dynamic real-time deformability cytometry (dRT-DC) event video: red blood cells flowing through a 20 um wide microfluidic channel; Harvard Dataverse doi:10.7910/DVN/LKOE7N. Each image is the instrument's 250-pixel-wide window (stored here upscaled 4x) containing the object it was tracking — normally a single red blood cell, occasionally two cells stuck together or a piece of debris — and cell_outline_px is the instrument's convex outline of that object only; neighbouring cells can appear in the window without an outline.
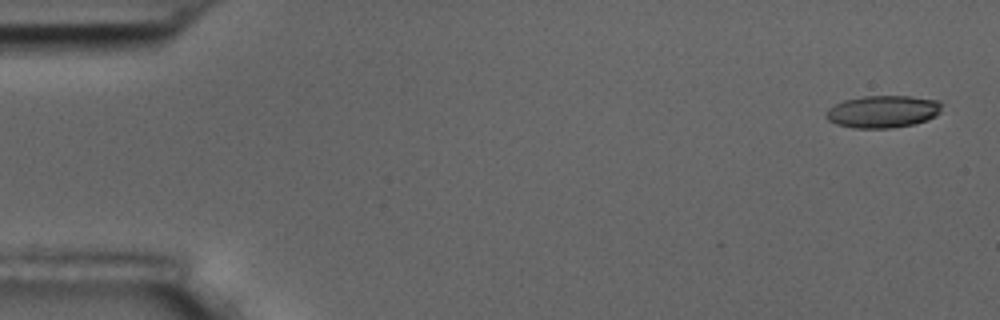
{"species": "common noctule bat (a hibernating species)", "species_latin": "Nyctalus noctula", "temperature_condition": "room temperature", "stored_images_in_passage": 7, "camera_frame_rate_fps": 3000, "um_per_image_px": 0.085, "animal": {"sex": "male", "body_mass_g": 17.5, "forearm_length_mm": 52.3}, "frame": {"image": 1, "passage_image": 1, "time_ms": 0.0, "image_size_px": [1000, 320], "cell_outline_px": [[944, 104], [940, 112], [936, 116], [928, 120], [916, 124], [892, 128], [852, 128], [836, 124], [828, 120], [824, 116], [824, 112], [828, 108], [844, 100], [864, 96], [908, 96], [940, 100]], "centroid_in_image_um": [75.07, 9.49], "position_along_channel_um": 9.9, "area_um2": 22.2}}
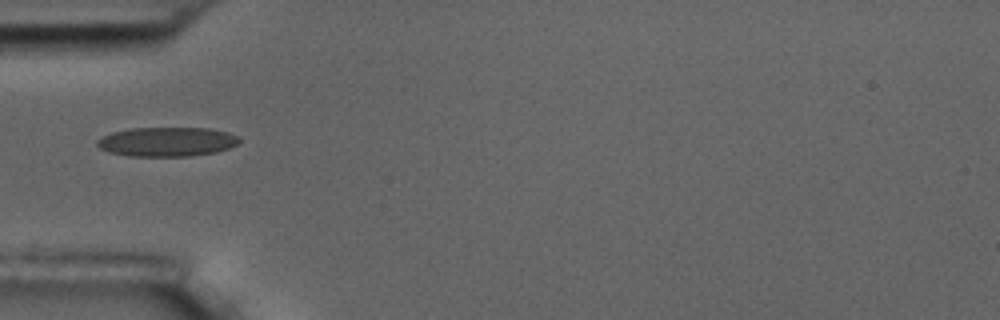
{"frame": {"image": 2, "passage_image": 5, "time_ms": 5.333, "image_size_px": [1000, 320], "cell_outline_px": [[240, 140], [236, 144], [228, 148], [216, 152], [192, 156], [128, 156], [108, 152], [100, 148], [96, 144], [96, 140], [112, 132], [132, 128], [208, 128], [228, 132], [236, 136]], "centroid_in_image_um": [14.16, 12.05], "position_along_channel_um": 70.8, "area_um2": 24.22}}